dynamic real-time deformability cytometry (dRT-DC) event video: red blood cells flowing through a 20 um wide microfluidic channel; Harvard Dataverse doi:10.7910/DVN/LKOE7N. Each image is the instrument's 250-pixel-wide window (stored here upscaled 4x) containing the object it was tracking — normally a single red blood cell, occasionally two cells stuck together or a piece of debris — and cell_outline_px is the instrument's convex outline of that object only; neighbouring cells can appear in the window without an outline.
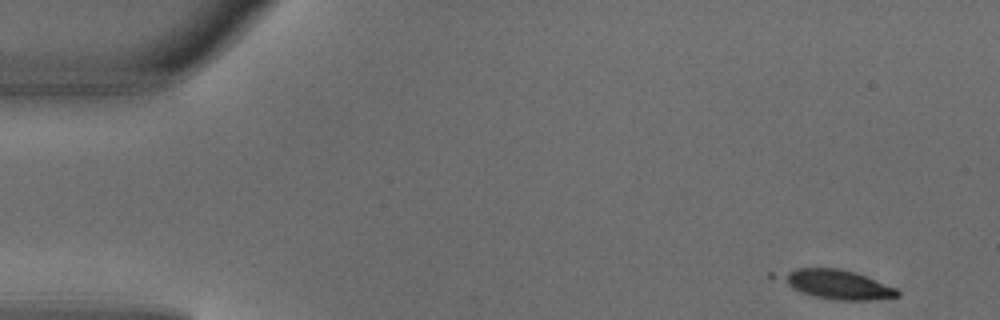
{"species": "common noctule bat (a hibernating species)", "species_latin": "Nyctalus noctula", "temperature_condition": "warm", "stored_images_in_passage": 4, "camera_frame_rate_fps": 3000, "um_per_image_px": 0.085, "animal": {"sex": "male", "body_mass_g": 18.8}, "frame": {"image": 1, "passage_image": 1, "time_ms": 0.0, "image_size_px": [1000, 320], "cell_outline_px": [[900, 296], [872, 300], [832, 300], [812, 296], [800, 292], [792, 288], [780, 276], [796, 268], [840, 268], [856, 272], [896, 288], [900, 292]], "centroid_in_image_um": [71.23, 24.19], "position_along_channel_um": 13.8, "area_um2": 19.59}}
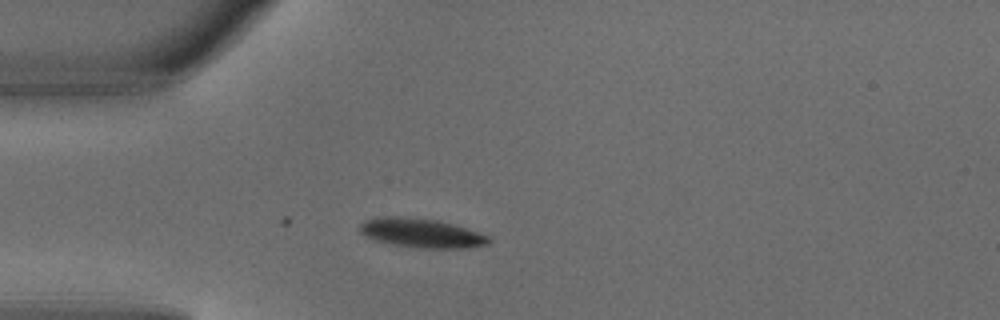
{"frame": {"image": 2, "passage_image": 4, "time_ms": 1.0, "image_size_px": [1000, 320], "cell_outline_px": [[492, 240], [488, 244], [468, 248], [420, 248], [392, 244], [376, 240], [364, 236], [360, 232], [360, 224], [364, 220], [384, 216], [396, 216], [436, 220], [452, 224], [488, 236]], "centroid_in_image_um": [35.79, 19.81], "position_along_channel_um": 49.2, "area_um2": 21.68}}